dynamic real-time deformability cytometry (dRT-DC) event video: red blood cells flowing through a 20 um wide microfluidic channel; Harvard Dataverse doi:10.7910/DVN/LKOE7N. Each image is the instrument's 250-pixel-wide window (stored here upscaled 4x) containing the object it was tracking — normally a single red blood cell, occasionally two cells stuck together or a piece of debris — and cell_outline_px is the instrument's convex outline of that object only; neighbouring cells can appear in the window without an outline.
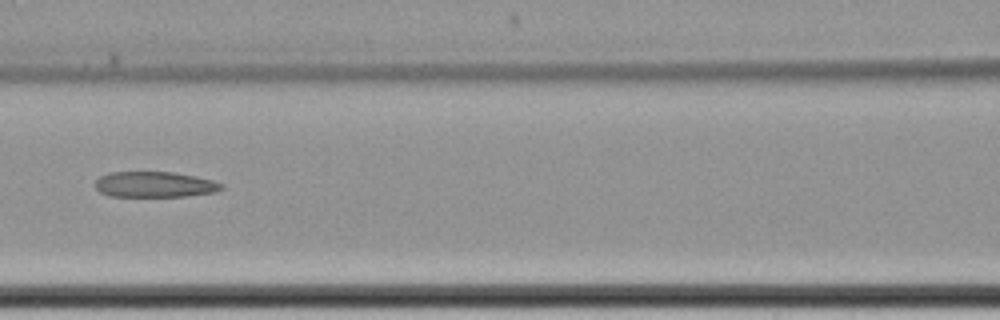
{"species": "common noctule bat (a hibernating species)", "species_latin": "Nyctalus noctula", "temperature_condition": "cold", "stored_images_in_passage": 6, "camera_frame_rate_fps": 3000, "um_per_image_px": 0.085, "animal": {"sex": "female", "body_mass_g": 22.7, "forearm_length_mm": 54.2}, "frame": {"image": 1, "passage_image": 5, "time_ms": 6.0, "image_size_px": [1000, 320], "cell_outline_px": [[224, 188], [216, 192], [184, 196], [108, 196], [100, 192], [96, 188], [96, 180], [100, 176], [112, 172], [172, 172], [196, 176], [212, 180], [224, 184]], "centroid_in_image_um": [13.17, 15.68], "position_along_channel_um": 153.4, "area_um2": 18.84}}
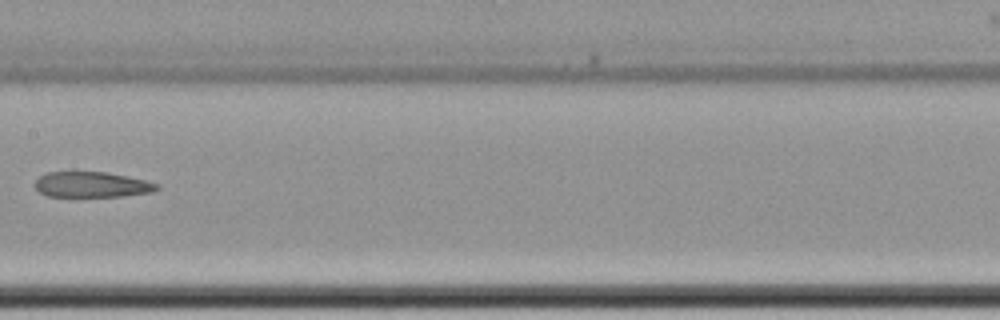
{"frame": {"image": 2, "passage_image": 6, "time_ms": 7.333, "image_size_px": [1000, 320], "cell_outline_px": [[160, 188], [152, 192], [120, 196], [48, 196], [40, 192], [36, 188], [36, 180], [40, 176], [48, 172], [104, 172], [144, 180], [160, 184]], "centroid_in_image_um": [7.82, 15.69], "position_along_channel_um": 199.6, "area_um2": 17.8}}